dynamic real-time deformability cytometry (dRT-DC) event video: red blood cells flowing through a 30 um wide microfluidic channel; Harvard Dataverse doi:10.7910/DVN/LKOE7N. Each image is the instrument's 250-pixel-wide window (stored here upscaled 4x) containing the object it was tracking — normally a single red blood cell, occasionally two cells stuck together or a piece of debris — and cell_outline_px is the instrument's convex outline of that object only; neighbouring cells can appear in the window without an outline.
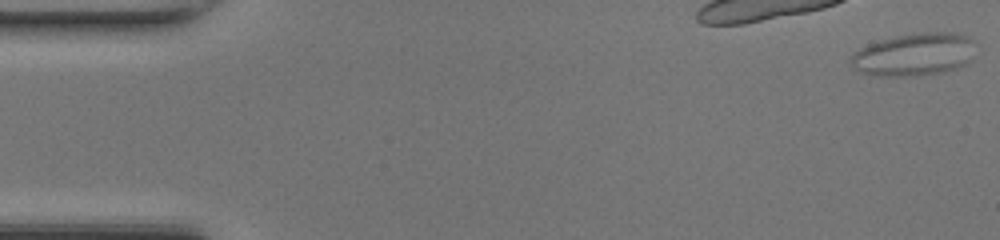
{"species": "common noctule bat (a hibernating species)", "species_latin": "Nyctalus noctula", "temperature_condition": "room temperature", "stored_images_in_passage": 13, "camera_frame_rate_fps": 3000, "um_per_image_px": 0.085, "animal": {"sex": "female", "body_mass_g": 17.0, "forearm_length_mm": 48.0}, "frame": {"image": 1, "passage_image": 1, "time_ms": 0.0, "image_size_px": [1000, 240], "cell_outline_px": [[972, 60], [968, 64], [944, 72], [916, 76], [876, 76], [852, 68], [852, 56], [860, 48], [868, 44], [880, 40], [896, 36], [924, 32], [956, 32], [968, 36], [972, 40]], "centroid_in_image_um": [77.73, 4.64], "position_along_channel_um": 7.3, "area_um2": 30.98}}